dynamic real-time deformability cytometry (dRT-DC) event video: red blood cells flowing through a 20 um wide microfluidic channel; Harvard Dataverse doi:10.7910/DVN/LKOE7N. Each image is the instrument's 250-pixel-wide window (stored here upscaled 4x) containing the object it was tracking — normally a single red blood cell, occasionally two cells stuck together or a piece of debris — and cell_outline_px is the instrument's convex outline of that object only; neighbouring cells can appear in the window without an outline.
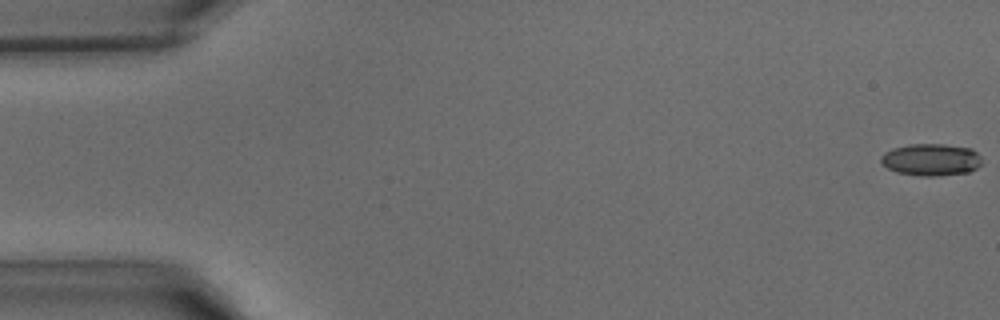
{"species": "common noctule bat (a hibernating species)", "species_latin": "Nyctalus noctula", "temperature_condition": "warm", "stored_images_in_passage": 21, "camera_frame_rate_fps": 3000, "um_per_image_px": 0.085, "animal": {"sex": "male", "body_mass_g": 15.6}, "frame": {"image": 1, "passage_image": 1, "time_ms": 0.0, "image_size_px": [1000, 320], "cell_outline_px": [[980, 164], [976, 168], [968, 172], [940, 176], [920, 176], [896, 172], [888, 168], [880, 160], [880, 156], [884, 152], [892, 148], [908, 144], [944, 144], [972, 148], [980, 156]], "centroid_in_image_um": [79.12, 13.57], "position_along_channel_um": 5.9, "area_um2": 18.96}}